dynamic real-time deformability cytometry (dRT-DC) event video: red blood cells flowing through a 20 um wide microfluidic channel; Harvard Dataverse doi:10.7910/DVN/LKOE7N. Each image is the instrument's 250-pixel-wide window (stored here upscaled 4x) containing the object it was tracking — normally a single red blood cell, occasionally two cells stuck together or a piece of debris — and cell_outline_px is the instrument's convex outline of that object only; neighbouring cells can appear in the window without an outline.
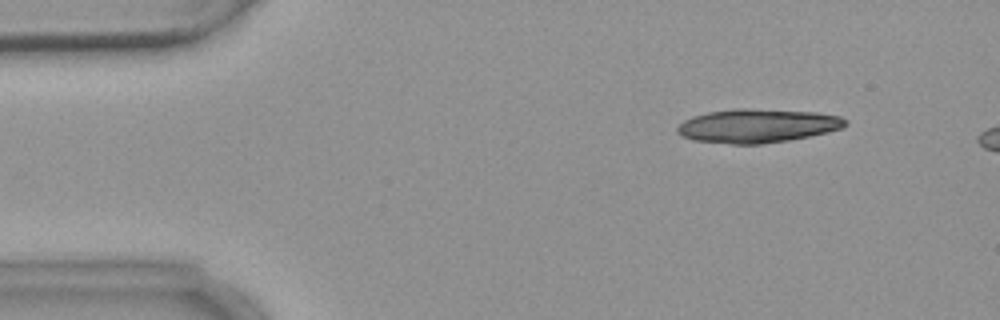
{"species": "common noctule bat (a hibernating species)", "species_latin": "Nyctalus noctula", "temperature_condition": "warm", "stored_images_in_passage": 7, "camera_frame_rate_fps": 3000, "um_per_image_px": 0.085, "animal": {"sex": "female", "body_mass_g": 18.4}, "frame": {"image": 1, "passage_image": 2, "time_ms": 1.333, "image_size_px": [1000, 320], "cell_outline_px": [[848, 124], [840, 128], [828, 132], [788, 140], [760, 144], [732, 144], [692, 140], [680, 136], [676, 132], [676, 128], [684, 120], [692, 116], [708, 112], [736, 108], [744, 108], [816, 112], [840, 116], [848, 120]], "centroid_in_image_um": [64.35, 10.69], "position_along_channel_um": 20.7, "area_um2": 33.12}}